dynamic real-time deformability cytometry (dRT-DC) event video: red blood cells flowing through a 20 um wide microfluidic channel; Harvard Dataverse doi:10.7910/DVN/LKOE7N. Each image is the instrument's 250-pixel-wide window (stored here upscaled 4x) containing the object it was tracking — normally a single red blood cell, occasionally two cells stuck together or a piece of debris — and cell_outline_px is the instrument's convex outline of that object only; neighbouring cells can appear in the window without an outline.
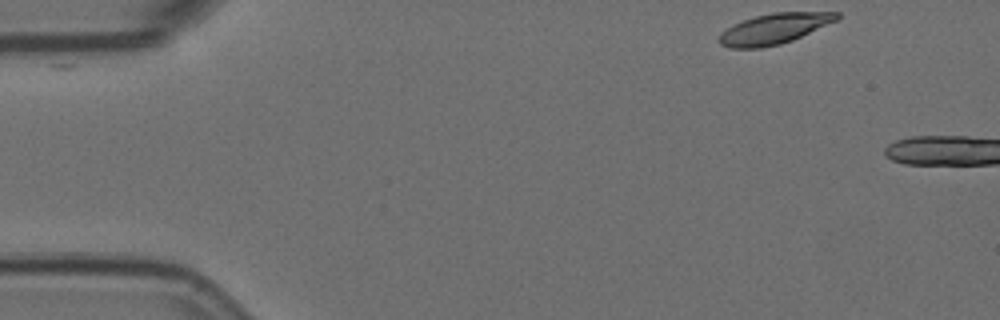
{"species": "Egyptian fruit bat (a non-hibernating species)", "species_latin": "Rousettus aegyptiacus", "temperature_condition": "room temperature", "stored_images_in_passage": 4, "camera_frame_rate_fps": 3000, "um_per_image_px": 0.085, "animal": {"sex": "female"}, "frame": {"image": 1, "passage_image": 1, "time_ms": 0.0, "image_size_px": [1000, 320], "cell_outline_px": [[840, 16], [836, 20], [792, 40], [780, 44], [760, 48], [732, 48], [720, 44], [716, 40], [720, 32], [744, 20], [756, 16], [772, 12], [840, 12]], "centroid_in_image_um": [65.77, 2.45], "position_along_channel_um": 19.2, "area_um2": 20.63}}